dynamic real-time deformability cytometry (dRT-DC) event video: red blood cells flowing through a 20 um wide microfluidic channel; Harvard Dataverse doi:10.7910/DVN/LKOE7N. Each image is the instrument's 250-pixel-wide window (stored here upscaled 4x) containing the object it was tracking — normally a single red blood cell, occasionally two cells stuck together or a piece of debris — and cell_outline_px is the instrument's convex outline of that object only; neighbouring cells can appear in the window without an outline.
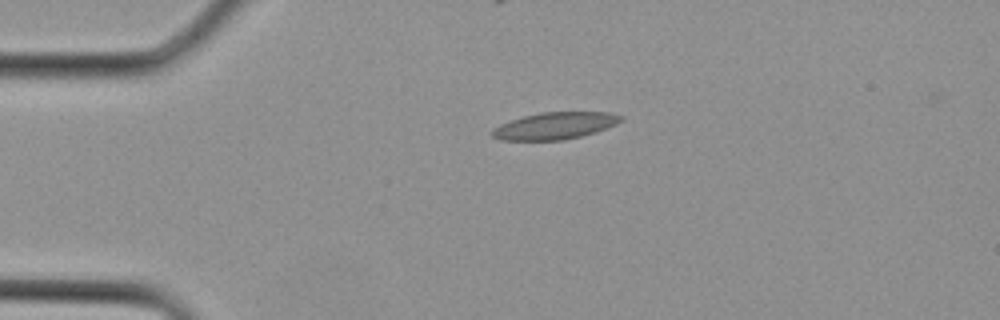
{"species": "Egyptian fruit bat (a non-hibernating species)", "species_latin": "Rousettus aegyptiacus", "temperature_condition": "cold", "stored_images_in_passage": 1, "camera_frame_rate_fps": 3000, "um_per_image_px": 0.085, "animal": {"sex": "female"}, "frame": {"image": 1, "passage_image": 1, "time_ms": 0.0, "image_size_px": [1000, 320], "cell_outline_px": [[624, 120], [608, 128], [596, 132], [564, 140], [500, 140], [492, 136], [488, 132], [492, 128], [500, 124], [524, 116], [540, 112], [608, 112], [624, 116]], "centroid_in_image_um": [47.17, 10.69], "position_along_channel_um": 37.8, "area_um2": 20.4}}